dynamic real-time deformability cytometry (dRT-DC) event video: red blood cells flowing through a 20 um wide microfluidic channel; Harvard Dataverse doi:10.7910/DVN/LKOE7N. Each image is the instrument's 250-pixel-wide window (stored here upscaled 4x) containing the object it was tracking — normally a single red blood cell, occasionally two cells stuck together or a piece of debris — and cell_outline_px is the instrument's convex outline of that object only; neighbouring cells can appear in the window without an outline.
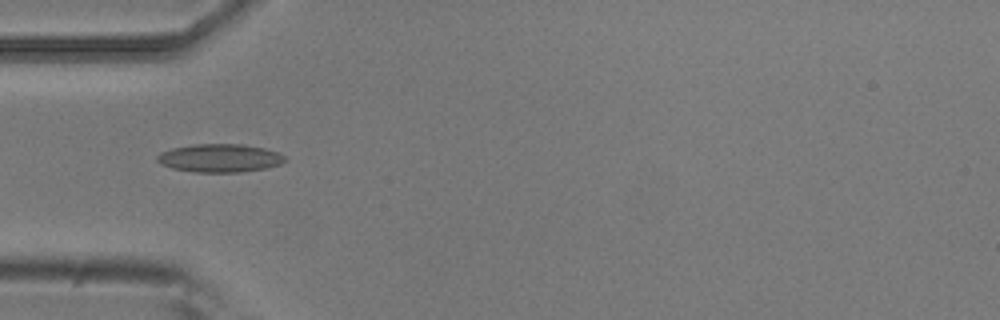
{"species": "common noctule bat (a hibernating species)", "species_latin": "Nyctalus noctula", "temperature_condition": "room temperature", "stored_images_in_passage": 3, "camera_frame_rate_fps": 3000, "um_per_image_px": 0.085, "animal": {"sex": "male", "body_mass_g": 20.5, "forearm_length_mm": 52.5}, "frame": {"image": 1, "passage_image": 3, "time_ms": 0.667, "image_size_px": [1000, 320], "cell_outline_px": [[288, 160], [280, 164], [268, 168], [240, 172], [192, 172], [172, 168], [160, 164], [156, 160], [156, 156], [160, 152], [172, 148], [192, 144], [240, 144], [264, 148], [280, 152]], "centroid_in_image_um": [18.68, 13.44], "position_along_channel_um": 66.3, "area_um2": 21.27}}